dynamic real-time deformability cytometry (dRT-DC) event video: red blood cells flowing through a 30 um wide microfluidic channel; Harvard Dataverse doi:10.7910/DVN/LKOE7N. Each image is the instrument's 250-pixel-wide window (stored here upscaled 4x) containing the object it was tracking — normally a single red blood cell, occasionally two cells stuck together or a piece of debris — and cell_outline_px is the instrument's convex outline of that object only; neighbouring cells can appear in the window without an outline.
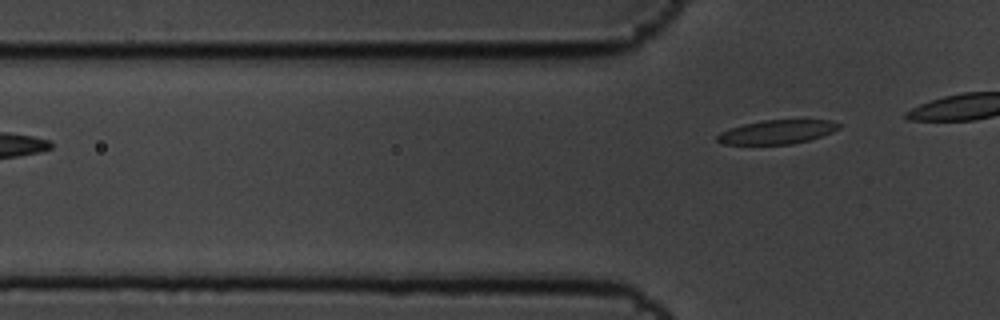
{"species": "common noctule bat (a hibernating species)", "species_latin": "Nyctalus noctula", "temperature_condition": "cold", "stored_images_in_passage": 6, "segment_of_instrument_passage": [2, 2], "camera_frame_rate_fps": 3000, "um_per_image_px": 0.085, "animal": {"sex": "male", "body_mass_g": 19.5, "forearm_length_mm": 54.6}, "frame": {"image": 1, "passage_image": 6, "time_ms": 1.667, "image_size_px": [1000, 320], "cell_outline_px": [[840, 128], [832, 132], [808, 140], [792, 144], [720, 144], [716, 140], [716, 136], [720, 132], [728, 128], [744, 124], [764, 120], [832, 120], [840, 124]], "centroid_in_image_um": [66.01, 11.21], "position_along_channel_um": 59.8, "area_um2": 16.94}}